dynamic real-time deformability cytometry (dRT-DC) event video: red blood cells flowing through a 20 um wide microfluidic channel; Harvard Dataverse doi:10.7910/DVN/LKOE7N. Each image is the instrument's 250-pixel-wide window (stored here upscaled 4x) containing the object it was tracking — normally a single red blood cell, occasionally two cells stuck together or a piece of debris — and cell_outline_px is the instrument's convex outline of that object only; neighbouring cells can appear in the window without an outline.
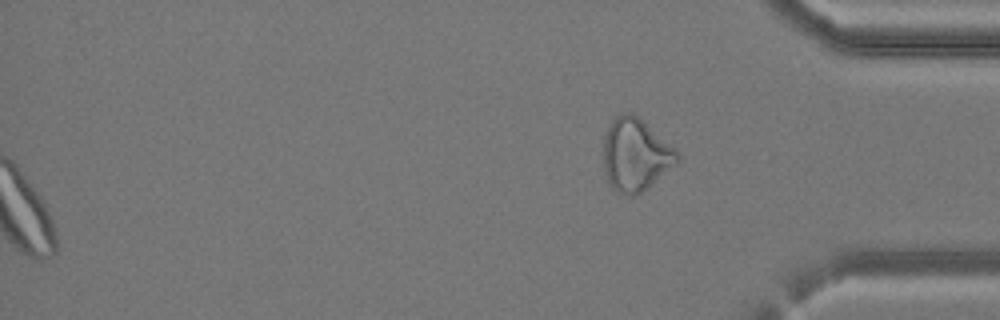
{"species": "common noctule bat (a hibernating species)", "species_latin": "Nyctalus noctula", "temperature_condition": "cold", "stored_images_in_passage": 32, "segment_of_instrument_passage": [3, 3], "camera_frame_rate_fps": 3000, "um_per_image_px": 0.085, "animal": {"sex": "female", "body_mass_g": 24.6, "forearm_length_mm": 56.2}, "frame": {"image": 1, "passage_image": 32, "time_ms": 10.333, "image_size_px": [1000, 320], "cell_outline_px": [[680, 160], [676, 164], [640, 192], [632, 196], [628, 196], [616, 192], [608, 184], [604, 172], [604, 136], [612, 120], [616, 116], [624, 112], [632, 112], [640, 116], [676, 148], [680, 152]], "centroid_in_image_um": [54.02, 13.12], "position_along_channel_um": 381.2, "area_um2": 31.56}}